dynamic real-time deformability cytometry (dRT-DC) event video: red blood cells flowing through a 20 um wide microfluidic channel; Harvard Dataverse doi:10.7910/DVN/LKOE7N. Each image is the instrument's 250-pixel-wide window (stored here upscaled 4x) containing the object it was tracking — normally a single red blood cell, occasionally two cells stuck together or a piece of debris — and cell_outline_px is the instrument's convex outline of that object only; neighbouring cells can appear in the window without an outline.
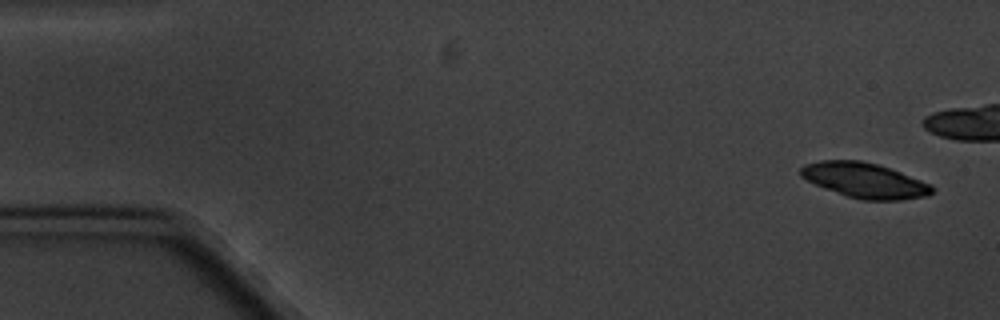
{"species": "common noctule bat (a hibernating species)", "species_latin": "Nyctalus noctula", "temperature_condition": "cold", "stored_images_in_passage": 6, "camera_frame_rate_fps": 3000, "um_per_image_px": 0.085, "animal": {"sex": "male", "body_mass_g": 20.1, "forearm_length_mm": 53.5}, "frame": {"image": 1, "passage_image": 1, "time_ms": 0.0, "image_size_px": [1000, 320], "cell_outline_px": [[936, 188], [928, 196], [900, 200], [860, 200], [824, 188], [800, 176], [800, 168], [804, 164], [820, 160], [860, 160], [876, 164], [900, 172], [932, 184]], "centroid_in_image_um": [73.51, 15.33], "position_along_channel_um": 11.5, "area_um2": 26.82}}